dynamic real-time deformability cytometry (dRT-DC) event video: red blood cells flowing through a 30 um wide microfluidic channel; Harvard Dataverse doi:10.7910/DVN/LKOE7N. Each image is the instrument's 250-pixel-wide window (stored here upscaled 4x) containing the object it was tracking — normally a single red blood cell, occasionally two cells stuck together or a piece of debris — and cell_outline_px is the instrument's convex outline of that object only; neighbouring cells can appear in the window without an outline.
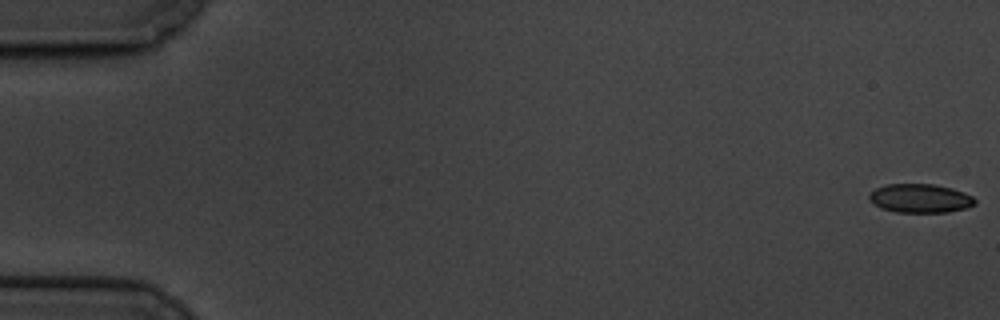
{"species": "common noctule bat (a hibernating species)", "species_latin": "Nyctalus noctula", "temperature_condition": "cold", "stored_images_in_passage": 60, "camera_frame_rate_fps": 3000, "um_per_image_px": 0.085, "animal": {"sex": "male", "body_mass_g": 19.5, "forearm_length_mm": 54.6}, "frame": {"image": 1, "passage_image": 1, "time_ms": 0.0, "image_size_px": [1000, 320], "cell_outline_px": [[976, 204], [968, 208], [948, 212], [896, 212], [880, 208], [868, 196], [876, 188], [884, 184], [932, 184], [952, 188], [964, 192], [972, 196], [976, 200]], "centroid_in_image_um": [78.26, 16.86], "position_along_channel_um": 6.7, "area_um2": 17.74}}
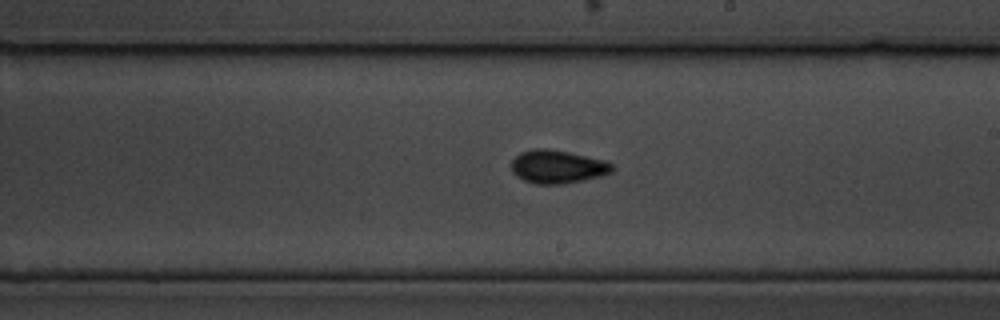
{"frame": {"image": 2, "passage_image": 35, "time_ms": 11.333, "image_size_px": [1000, 320], "cell_outline_px": [[616, 168], [612, 172], [600, 176], [584, 180], [564, 184], [536, 184], [524, 180], [516, 176], [512, 172], [512, 160], [520, 152], [532, 148], [548, 148], [568, 152], [604, 160], [612, 164]], "centroid_in_image_um": [47.38, 14.17], "position_along_channel_um": 241.6, "area_um2": 19.65}}
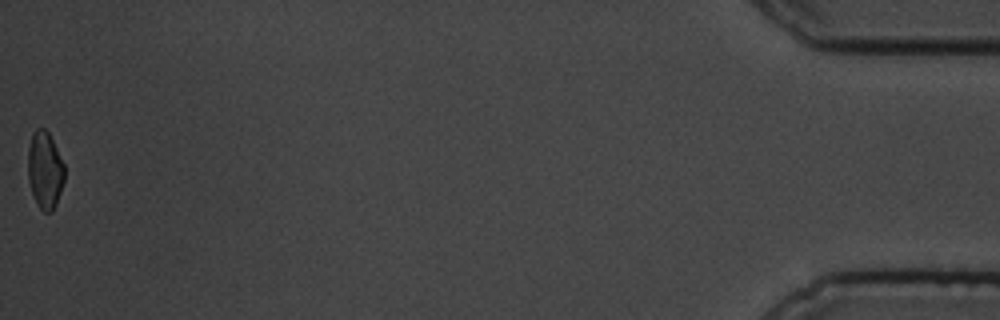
{"frame": {"image": 3, "passage_image": 60, "time_ms": 19.667, "image_size_px": [1000, 320], "cell_outline_px": [[64, 180], [56, 204], [52, 212], [44, 212], [36, 204], [28, 180], [28, 148], [32, 132], [36, 128], [44, 128], [48, 132], [64, 164]], "centroid_in_image_um": [3.8, 14.46], "position_along_channel_um": 431.4, "area_um2": 16.42}, "authors_computed_cell_mechanics": {"area_um2": 18.3226, "velocity_mm_per_s": 3.3933, "shape_relaxation_time_tau1_ms": 3.0424, "shape_relaxation_time_tau2_ms": 3.1638, "deformation_change_tau1": 0.0771, "deformation_change_tau2": 0.0613}}